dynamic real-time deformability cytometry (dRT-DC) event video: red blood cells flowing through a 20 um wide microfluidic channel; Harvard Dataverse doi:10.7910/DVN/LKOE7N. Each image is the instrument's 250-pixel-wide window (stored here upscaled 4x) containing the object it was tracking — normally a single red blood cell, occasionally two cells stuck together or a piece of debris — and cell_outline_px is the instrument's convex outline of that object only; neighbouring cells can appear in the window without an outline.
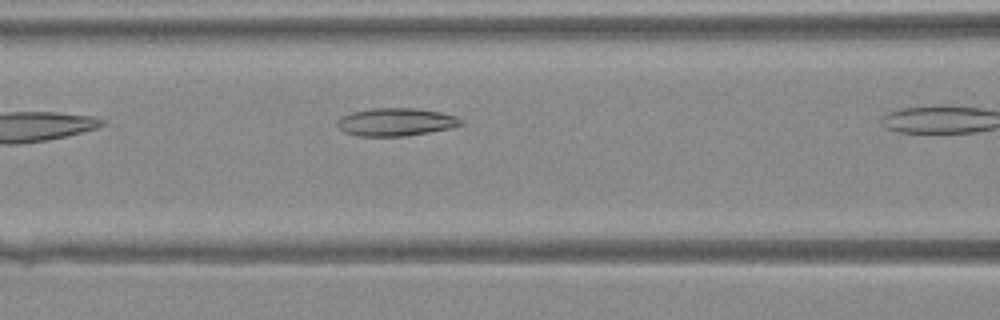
{"species": "Egyptian fruit bat (a non-hibernating species)", "species_latin": "Rousettus aegyptiacus", "temperature_condition": "warm", "stored_images_in_passage": 4, "camera_frame_rate_fps": 3000, "um_per_image_px": 0.085, "animal": {"sex": "female"}, "frame": {"image": 1, "passage_image": 3, "time_ms": 0.667, "image_size_px": [1000, 320], "cell_outline_px": [[464, 124], [448, 128], [428, 132], [404, 136], [360, 136], [344, 132], [336, 124], [336, 120], [340, 116], [352, 112], [368, 108], [412, 108], [440, 112], [456, 116], [464, 120]], "centroid_in_image_um": [33.61, 10.36], "position_along_channel_um": 133.0, "area_um2": 20.11}}